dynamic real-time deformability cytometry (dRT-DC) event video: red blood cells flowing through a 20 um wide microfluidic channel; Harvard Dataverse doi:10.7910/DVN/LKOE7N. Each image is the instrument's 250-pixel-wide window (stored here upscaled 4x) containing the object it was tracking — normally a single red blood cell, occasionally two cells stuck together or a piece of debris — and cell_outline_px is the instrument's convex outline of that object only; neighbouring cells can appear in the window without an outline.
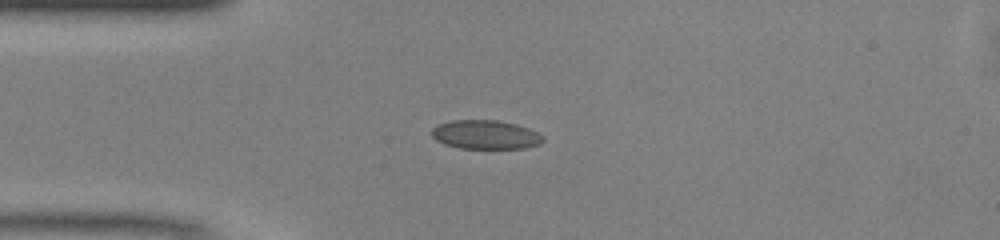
{"species": "common noctule bat (a hibernating species)", "species_latin": "Nyctalus noctula", "temperature_condition": "warm", "stored_images_in_passage": 38, "camera_frame_rate_fps": 3000, "um_per_image_px": 0.085, "animal": {"sex": "male", "body_mass_g": 13.0, "forearm_length_mm": 53.1}, "frame": {"image": 1, "passage_image": 1, "time_ms": 0.0, "image_size_px": [1000, 240], "cell_outline_px": [[544, 140], [540, 144], [524, 148], [460, 148], [444, 144], [436, 140], [432, 136], [432, 128], [440, 124], [452, 120], [500, 120], [516, 124], [528, 128], [544, 136]], "centroid_in_image_um": [41.28, 11.44], "position_along_channel_um": 43.7, "area_um2": 18.73}}
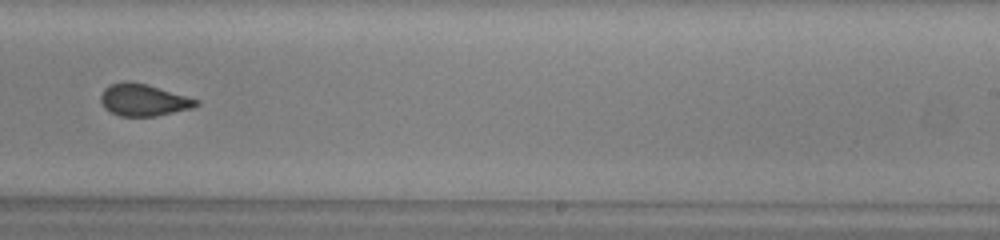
{"frame": {"image": 2, "passage_image": 19, "time_ms": 6.0, "image_size_px": [1000, 240], "cell_outline_px": [[200, 104], [192, 108], [156, 116], [120, 116], [104, 108], [100, 100], [100, 96], [104, 88], [108, 84], [124, 80], [128, 80], [144, 84], [200, 100]], "centroid_in_image_um": [12.16, 8.49], "position_along_channel_um": 276.8, "area_um2": 17.74}}
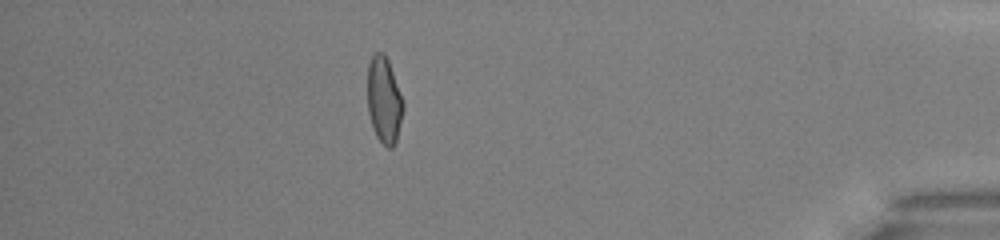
{"frame": {"image": 3, "passage_image": 32, "time_ms": 10.333, "image_size_px": [1000, 240], "cell_outline_px": [[404, 108], [396, 144], [392, 148], [388, 148], [376, 136], [368, 112], [368, 64], [372, 56], [376, 52], [384, 52], [388, 60], [404, 104]], "centroid_in_image_um": [32.65, 8.52], "position_along_channel_um": 402.5, "area_um2": 17.86}, "authors_computed_cell_mechanics": {"area_um2": 18.3515, "velocity_mm_per_s": 4.1274, "shape_relaxation_time_tau1_ms": null, "shape_relaxation_time_tau2_ms": 0.8749, "deformation_change_tau1": null, "deformation_change_tau2": 0.0724}}